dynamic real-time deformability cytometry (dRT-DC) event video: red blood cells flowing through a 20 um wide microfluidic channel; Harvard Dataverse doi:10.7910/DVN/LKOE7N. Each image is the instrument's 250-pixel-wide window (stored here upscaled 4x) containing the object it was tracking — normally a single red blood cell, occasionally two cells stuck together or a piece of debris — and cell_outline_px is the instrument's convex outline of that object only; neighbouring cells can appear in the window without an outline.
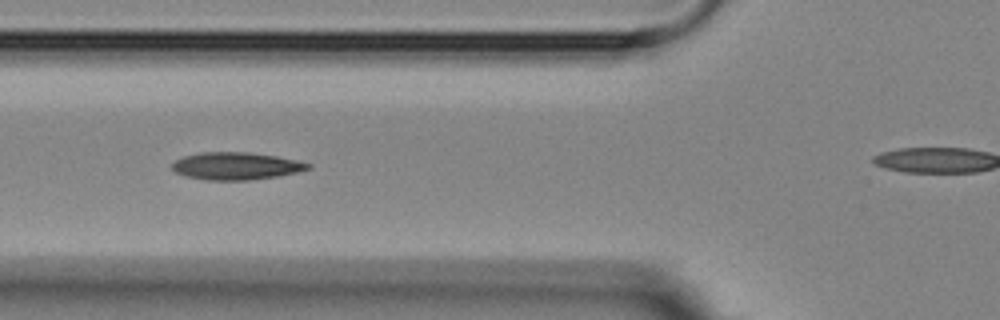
{"species": "Egyptian fruit bat (a non-hibernating species)", "species_latin": "Rousettus aegyptiacus", "temperature_condition": "room temperature", "stored_images_in_passage": 6, "camera_frame_rate_fps": 3000, "um_per_image_px": 0.085, "animal": {"sex": "female"}, "frame": {"image": 1, "passage_image": 2, "time_ms": 1.333, "image_size_px": [1000, 320], "cell_outline_px": [[312, 168], [296, 172], [276, 176], [248, 180], [208, 180], [184, 176], [176, 172], [172, 168], [172, 164], [176, 160], [184, 156], [200, 152], [248, 152], [276, 156], [296, 160], [312, 164]], "centroid_in_image_um": [20.06, 14.1], "position_along_channel_um": 105.7, "area_um2": 21.62}}
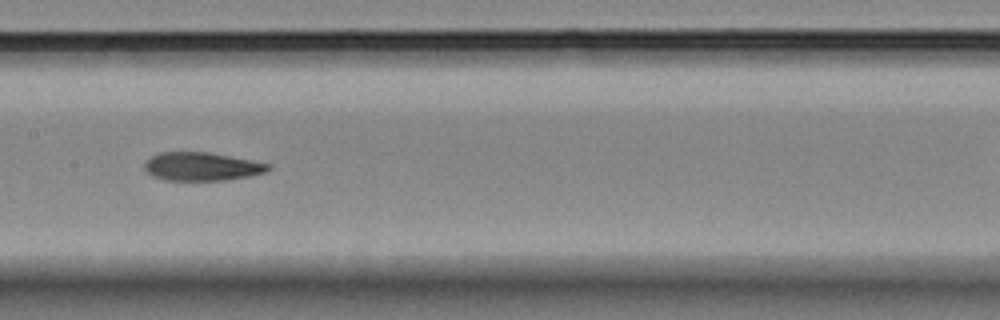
{"frame": {"image": 2, "passage_image": 4, "time_ms": 3.667, "image_size_px": [1000, 320], "cell_outline_px": [[272, 168], [264, 172], [248, 176], [224, 180], [164, 180], [152, 176], [144, 168], [144, 164], [152, 156], [160, 152], [208, 152], [272, 164]], "centroid_in_image_um": [17.15, 14.15], "position_along_channel_um": 190.3, "area_um2": 20.29}}
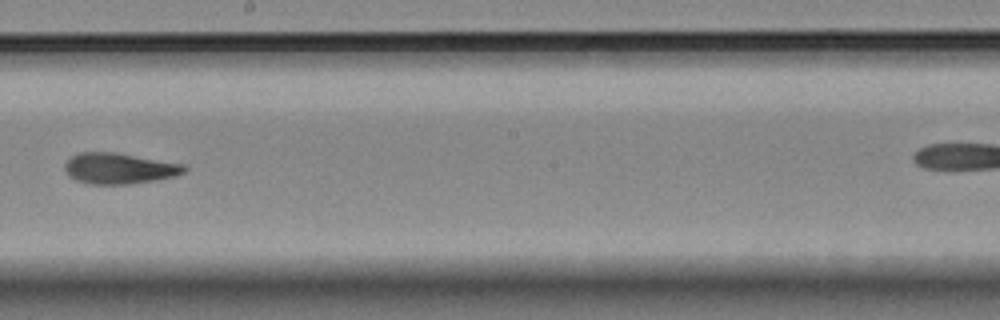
{"frame": {"image": 3, "passage_image": 5, "time_ms": 5.0, "image_size_px": [1000, 320], "cell_outline_px": [[188, 168], [184, 172], [176, 176], [156, 180], [132, 184], [88, 184], [76, 180], [68, 176], [64, 168], [64, 164], [72, 156], [80, 152], [116, 152], [184, 164]], "centroid_in_image_um": [10.14, 14.32], "position_along_channel_um": 238.1, "area_um2": 21.68}}